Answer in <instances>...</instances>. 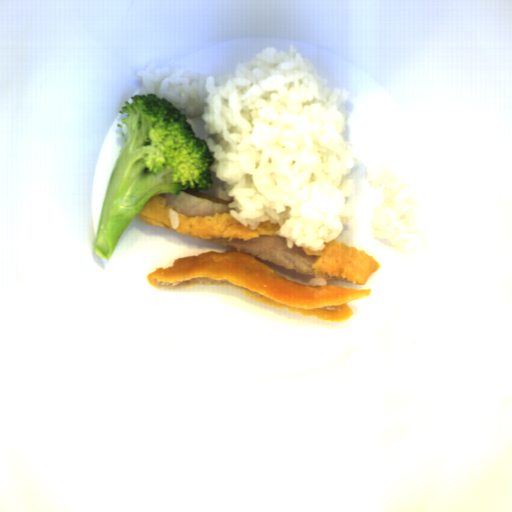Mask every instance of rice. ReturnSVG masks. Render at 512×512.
Masks as SVG:
<instances>
[{
    "instance_id": "rice-2",
    "label": "rice",
    "mask_w": 512,
    "mask_h": 512,
    "mask_svg": "<svg viewBox=\"0 0 512 512\" xmlns=\"http://www.w3.org/2000/svg\"><path fill=\"white\" fill-rule=\"evenodd\" d=\"M366 176L369 186L383 193V200L371 221L373 236L391 242L392 247L402 246L411 236V189L386 165H367Z\"/></svg>"
},
{
    "instance_id": "rice-1",
    "label": "rice",
    "mask_w": 512,
    "mask_h": 512,
    "mask_svg": "<svg viewBox=\"0 0 512 512\" xmlns=\"http://www.w3.org/2000/svg\"><path fill=\"white\" fill-rule=\"evenodd\" d=\"M137 75L147 93L199 115L210 171L239 224L278 225L290 249L321 252L341 236L356 188L357 161L344 135L348 97L297 47L262 48L224 77L153 63Z\"/></svg>"
},
{
    "instance_id": "rice-4",
    "label": "rice",
    "mask_w": 512,
    "mask_h": 512,
    "mask_svg": "<svg viewBox=\"0 0 512 512\" xmlns=\"http://www.w3.org/2000/svg\"><path fill=\"white\" fill-rule=\"evenodd\" d=\"M327 279H321L318 277L310 278L307 282V285H315V286H327Z\"/></svg>"
},
{
    "instance_id": "rice-3",
    "label": "rice",
    "mask_w": 512,
    "mask_h": 512,
    "mask_svg": "<svg viewBox=\"0 0 512 512\" xmlns=\"http://www.w3.org/2000/svg\"><path fill=\"white\" fill-rule=\"evenodd\" d=\"M168 220H169V224L173 230L178 229L179 223H180V217H179V213L177 210L169 207Z\"/></svg>"
}]
</instances>
